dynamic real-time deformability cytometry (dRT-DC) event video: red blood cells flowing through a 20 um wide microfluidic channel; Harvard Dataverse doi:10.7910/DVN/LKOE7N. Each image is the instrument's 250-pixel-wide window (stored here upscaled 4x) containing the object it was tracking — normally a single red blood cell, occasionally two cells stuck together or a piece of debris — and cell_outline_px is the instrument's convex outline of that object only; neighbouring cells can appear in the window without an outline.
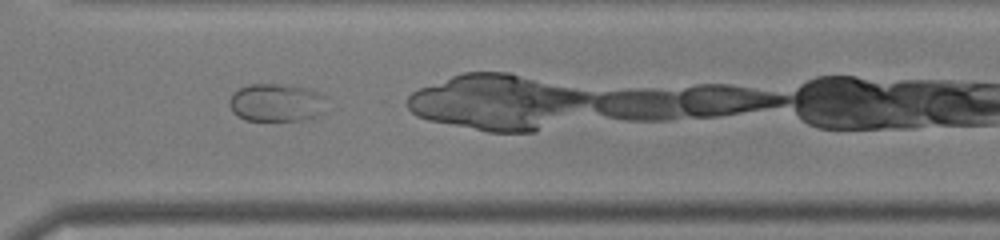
{"species": "common noctule bat (a hibernating species)", "species_latin": "Nyctalus noctula", "temperature_condition": "warm", "stored_images_in_passage": 28, "camera_frame_rate_fps": 3000, "um_per_image_px": 0.085, "animal": {"sex": "male", "body_mass_g": 19.0, "forearm_length_mm": 50.8}, "frame": {"image": 1, "passage_image": 20, "time_ms": 6.333, "image_size_px": [1000, 240], "cell_outline_px": [[324, 112], [320, 116], [300, 120], [244, 120], [236, 116], [232, 112], [228, 104], [228, 100], [232, 92], [236, 88], [248, 84], [292, 84], [320, 92], [324, 96]], "centroid_in_image_um": [23.45, 8.71], "position_along_channel_um": 347.2, "area_um2": 22.08}}